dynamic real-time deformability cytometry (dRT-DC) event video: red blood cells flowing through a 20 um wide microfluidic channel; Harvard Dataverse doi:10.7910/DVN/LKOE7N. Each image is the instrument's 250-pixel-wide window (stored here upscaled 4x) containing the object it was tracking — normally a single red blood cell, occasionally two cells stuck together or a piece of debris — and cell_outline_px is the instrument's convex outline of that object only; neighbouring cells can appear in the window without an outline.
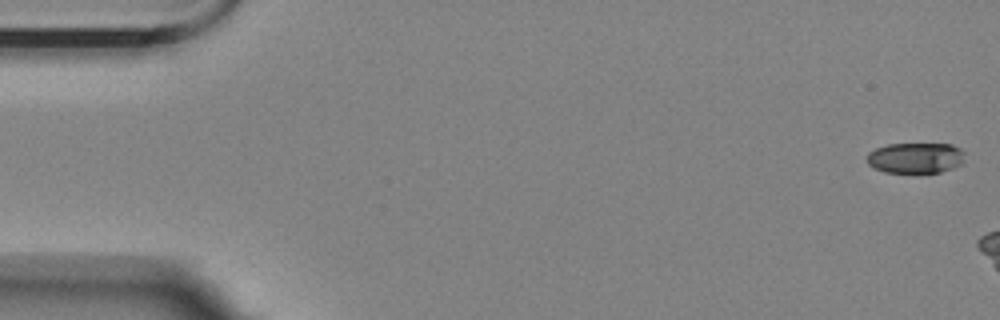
{"species": "Egyptian fruit bat (a non-hibernating species)", "species_latin": "Rousettus aegyptiacus", "temperature_condition": "room temperature", "stored_images_in_passage": 4, "camera_frame_rate_fps": 3000, "um_per_image_px": 0.085, "animal": {"sex": "female"}, "frame": {"image": 1, "passage_image": 1, "time_ms": 0.0, "image_size_px": [1000, 320], "cell_outline_px": [[964, 164], [940, 172], [916, 176], [884, 172], [868, 164], [868, 152], [876, 148], [888, 144], [952, 144], [960, 148], [964, 152]], "centroid_in_image_um": [77.85, 13.47], "position_along_channel_um": 7.1, "area_um2": 18.26}}